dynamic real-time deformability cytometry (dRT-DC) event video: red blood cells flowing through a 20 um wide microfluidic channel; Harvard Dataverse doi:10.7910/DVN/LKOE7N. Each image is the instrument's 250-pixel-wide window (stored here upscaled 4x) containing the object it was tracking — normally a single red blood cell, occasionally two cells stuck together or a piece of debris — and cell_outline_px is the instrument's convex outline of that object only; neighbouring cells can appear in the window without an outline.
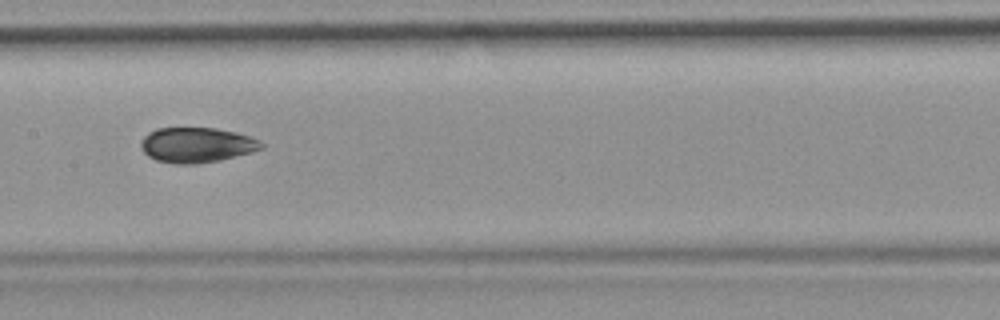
{"species": "common noctule bat (a hibernating species)", "species_latin": "Nyctalus noctula", "temperature_condition": "room temperature", "stored_images_in_passage": 11, "camera_frame_rate_fps": 3000, "um_per_image_px": 0.085, "animal": {"sex": "female", "body_mass_g": 19.9}, "frame": {"image": 1, "passage_image": 7, "time_ms": 2.0, "image_size_px": [1000, 320], "cell_outline_px": [[264, 148], [252, 152], [220, 160], [196, 164], [176, 164], [156, 160], [148, 156], [140, 148], [140, 140], [148, 132], [156, 128], [216, 128], [236, 132], [252, 136], [264, 144]], "centroid_in_image_um": [16.71, 12.32], "position_along_channel_um": 190.7, "area_um2": 24.91}}